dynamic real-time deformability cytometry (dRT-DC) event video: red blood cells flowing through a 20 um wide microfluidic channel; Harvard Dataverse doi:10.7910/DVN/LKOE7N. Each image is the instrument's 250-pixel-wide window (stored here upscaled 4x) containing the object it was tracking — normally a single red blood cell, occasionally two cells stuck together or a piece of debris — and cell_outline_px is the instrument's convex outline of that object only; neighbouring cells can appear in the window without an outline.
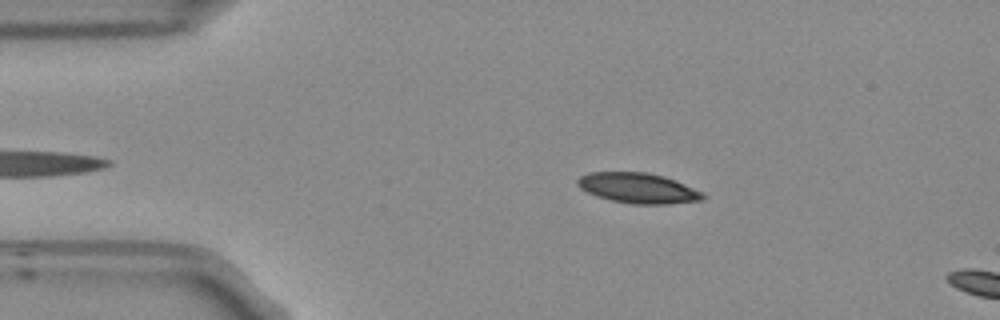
{"species": "Egyptian fruit bat (a non-hibernating species)", "species_latin": "Rousettus aegyptiacus", "temperature_condition": "room temperature", "stored_images_in_passage": 6, "camera_frame_rate_fps": 3000, "um_per_image_px": 0.085, "frame": {"image": 1, "passage_image": 1, "time_ms": 0.0, "image_size_px": [1000, 320], "cell_outline_px": [[704, 200], [668, 204], [632, 204], [612, 200], [596, 196], [580, 188], [576, 184], [576, 180], [580, 176], [588, 172], [644, 172], [664, 176], [704, 192]], "centroid_in_image_um": [54.23, 15.99], "position_along_channel_um": 30.8, "area_um2": 22.14}}